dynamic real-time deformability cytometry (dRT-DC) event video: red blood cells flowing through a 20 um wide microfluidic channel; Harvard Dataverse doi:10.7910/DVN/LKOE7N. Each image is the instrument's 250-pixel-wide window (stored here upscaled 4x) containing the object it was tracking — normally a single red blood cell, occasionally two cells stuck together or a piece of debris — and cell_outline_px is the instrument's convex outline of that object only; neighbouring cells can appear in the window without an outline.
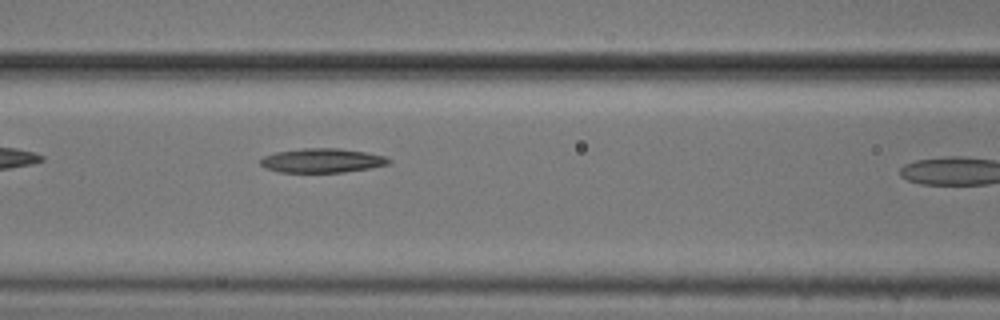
{"species": "common noctule bat (a hibernating species)", "species_latin": "Nyctalus noctula", "temperature_condition": "cold", "stored_images_in_passage": 9, "camera_frame_rate_fps": 3000, "um_per_image_px": 0.085, "animal": {"sex": "male", "body_mass_g": 20.5, "forearm_length_mm": 52.5}, "frame": {"image": 1, "passage_image": 8, "time_ms": 2.333, "image_size_px": [1000, 320], "cell_outline_px": [[392, 160], [388, 164], [368, 168], [344, 172], [280, 172], [268, 168], [260, 164], [260, 160], [264, 156], [276, 152], [304, 148], [340, 148], [364, 152], [384, 156]], "centroid_in_image_um": [27.38, 13.64], "position_along_channel_um": 139.2, "area_um2": 17.86}}